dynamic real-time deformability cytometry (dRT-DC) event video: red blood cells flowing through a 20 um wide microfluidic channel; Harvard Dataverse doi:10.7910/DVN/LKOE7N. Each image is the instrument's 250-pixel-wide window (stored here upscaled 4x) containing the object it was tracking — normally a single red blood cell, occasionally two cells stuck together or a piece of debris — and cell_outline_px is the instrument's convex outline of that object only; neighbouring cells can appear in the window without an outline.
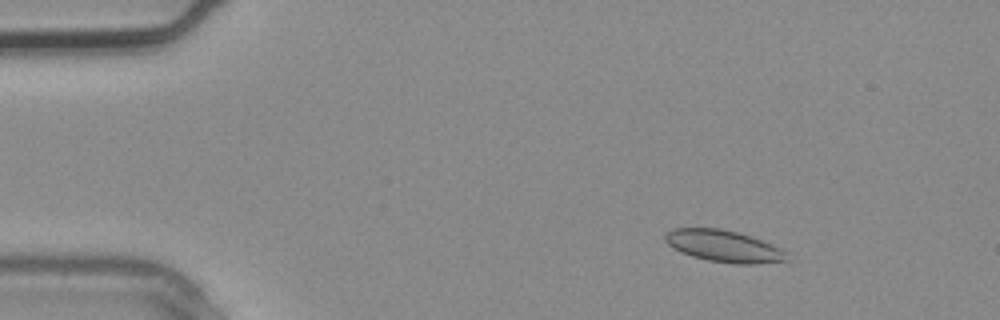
{"species": "common noctule bat (a hibernating species)", "species_latin": "Nyctalus noctula", "temperature_condition": "warm", "stored_images_in_passage": 4, "camera_frame_rate_fps": 3000, "um_per_image_px": 0.085, "animal": {"sex": "male", "body_mass_g": 20.4}, "frame": {"image": 1, "passage_image": 2, "time_ms": 0.333, "image_size_px": [1000, 320], "cell_outline_px": [[788, 260], [756, 264], [732, 264], [708, 260], [692, 256], [680, 252], [672, 248], [664, 240], [664, 236], [672, 228], [720, 228], [736, 232], [772, 244], [780, 248], [784, 252]], "centroid_in_image_um": [61.46, 20.92], "position_along_channel_um": 23.5, "area_um2": 22.37}}